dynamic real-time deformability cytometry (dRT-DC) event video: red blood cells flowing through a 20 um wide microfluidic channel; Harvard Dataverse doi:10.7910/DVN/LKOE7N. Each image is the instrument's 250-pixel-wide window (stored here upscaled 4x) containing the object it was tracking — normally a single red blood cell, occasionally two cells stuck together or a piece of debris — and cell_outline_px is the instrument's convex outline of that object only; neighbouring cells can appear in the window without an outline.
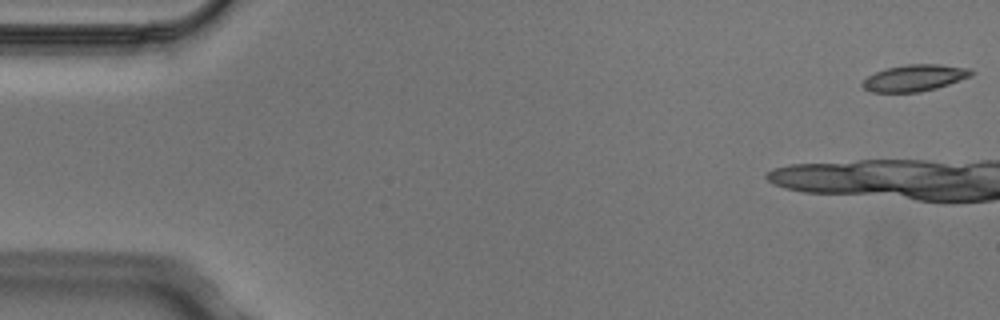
{"species": "Egyptian fruit bat (a non-hibernating species)", "species_latin": "Rousettus aegyptiacus", "temperature_condition": "cold", "stored_images_in_passage": 6, "camera_frame_rate_fps": 3000, "um_per_image_px": 0.085, "animal": {"sex": "male"}, "frame": {"image": 1, "passage_image": 1, "time_ms": 0.0, "image_size_px": [1000, 320], "cell_outline_px": [[976, 72], [972, 76], [936, 88], [920, 92], [872, 92], [864, 88], [860, 84], [868, 76], [876, 72], [888, 68], [908, 64], [940, 64], [972, 68]], "centroid_in_image_um": [77.8, 6.61], "position_along_channel_um": 7.2, "area_um2": 16.88}}